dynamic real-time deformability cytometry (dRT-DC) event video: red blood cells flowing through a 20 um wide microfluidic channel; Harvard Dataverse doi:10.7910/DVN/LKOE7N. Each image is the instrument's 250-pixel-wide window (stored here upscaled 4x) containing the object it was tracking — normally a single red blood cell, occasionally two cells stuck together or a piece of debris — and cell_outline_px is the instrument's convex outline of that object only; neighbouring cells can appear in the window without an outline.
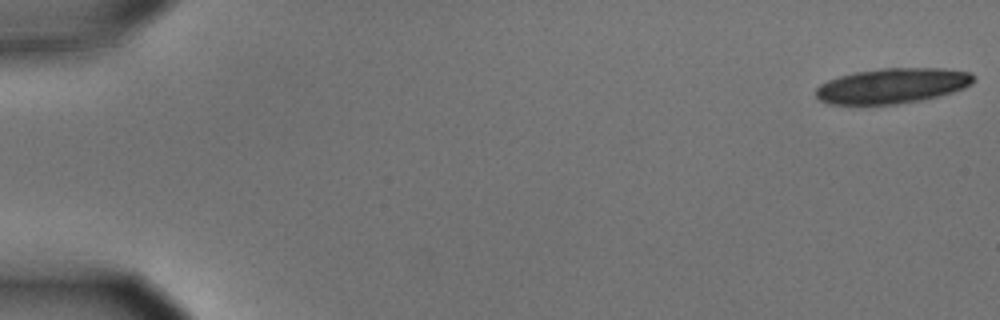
{"species": "common noctule bat (a hibernating species)", "species_latin": "Nyctalus noctula", "temperature_condition": "cold", "stored_images_in_passage": 21, "camera_frame_rate_fps": 3000, "um_per_image_px": 0.085, "animal": {"sex": "male", "body_mass_g": 15.6}, "frame": {"image": 1, "passage_image": 1, "time_ms": 0.0, "image_size_px": [1000, 320], "cell_outline_px": [[976, 76], [972, 84], [964, 88], [952, 92], [920, 100], [896, 104], [828, 104], [820, 100], [816, 96], [816, 88], [820, 84], [828, 80], [840, 76], [856, 72], [884, 68], [944, 68], [968, 72]], "centroid_in_image_um": [75.85, 7.28], "position_along_channel_um": 9.1, "area_um2": 32.19}}